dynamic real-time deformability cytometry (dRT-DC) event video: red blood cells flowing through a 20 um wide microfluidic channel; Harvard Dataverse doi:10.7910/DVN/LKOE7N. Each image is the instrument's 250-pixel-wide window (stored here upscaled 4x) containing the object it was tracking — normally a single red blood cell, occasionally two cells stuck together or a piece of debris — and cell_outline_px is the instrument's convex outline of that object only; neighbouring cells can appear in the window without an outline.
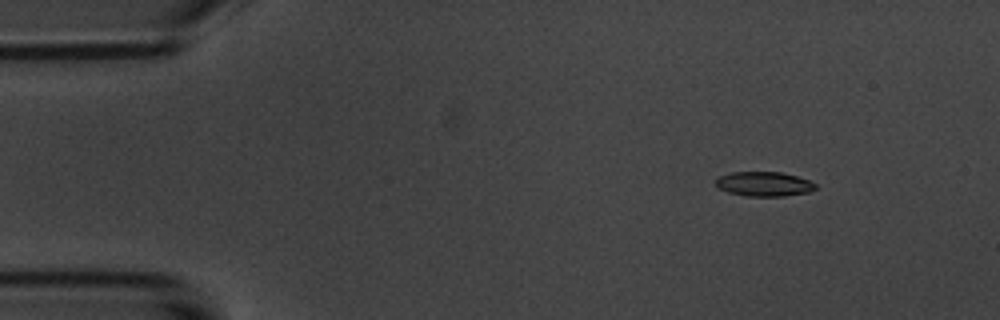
{"species": "common noctule bat (a hibernating species)", "species_latin": "Nyctalus noctula", "temperature_condition": "room temperature", "stored_images_in_passage": 4, "camera_frame_rate_fps": 3000, "um_per_image_px": 0.085, "animal": {"sex": "male", "body_mass_g": 20.1, "forearm_length_mm": 53.5}, "frame": {"image": 1, "passage_image": 2, "time_ms": 1.0, "image_size_px": [1000, 320], "cell_outline_px": [[816, 188], [808, 192], [784, 196], [748, 196], [728, 192], [720, 188], [716, 184], [716, 176], [732, 172], [780, 172], [796, 176], [808, 180], [816, 184]], "centroid_in_image_um": [64.92, 15.63], "position_along_channel_um": 20.1, "area_um2": 14.16}}
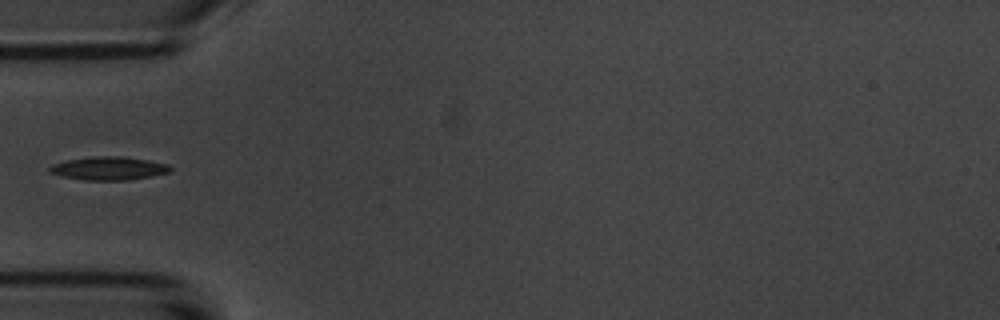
{"frame": {"image": 2, "passage_image": 4, "time_ms": 4.667, "image_size_px": [1000, 320], "cell_outline_px": [[172, 172], [152, 176], [128, 180], [84, 180], [64, 176], [48, 172], [48, 168], [52, 164], [68, 160], [92, 156], [120, 156], [148, 160], [168, 164], [172, 168]], "centroid_in_image_um": [9.27, 14.31], "position_along_channel_um": 75.7, "area_um2": 16.42}}